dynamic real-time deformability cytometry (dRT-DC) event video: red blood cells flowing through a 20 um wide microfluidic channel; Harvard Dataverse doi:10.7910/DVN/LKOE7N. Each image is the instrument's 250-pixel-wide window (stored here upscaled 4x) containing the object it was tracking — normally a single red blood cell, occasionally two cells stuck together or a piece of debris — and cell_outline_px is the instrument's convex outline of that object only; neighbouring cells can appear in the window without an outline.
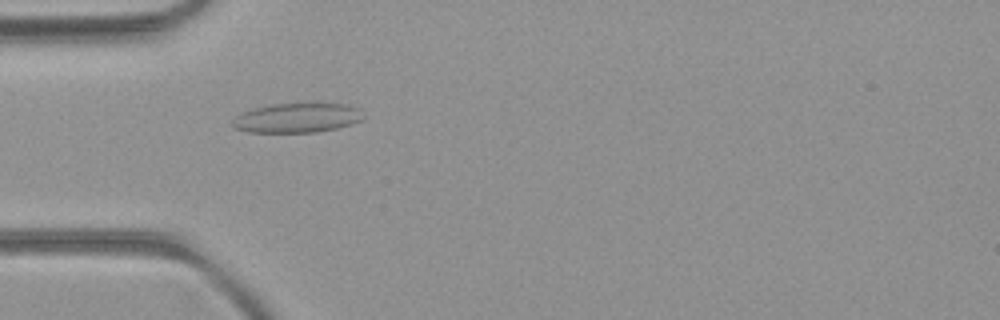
{"species": "common noctule bat (a hibernating species)", "species_latin": "Nyctalus noctula", "temperature_condition": "room temperature", "stored_images_in_passage": 51, "camera_frame_rate_fps": 3000, "um_per_image_px": 0.085, "animal": {"sex": "female", "body_mass_g": 21.9}, "frame": {"image": 1, "passage_image": 16, "time_ms": 5.0, "image_size_px": [1000, 320], "cell_outline_px": [[364, 116], [360, 120], [352, 124], [336, 128], [316, 132], [248, 132], [232, 128], [232, 120], [236, 116], [244, 112], [256, 108], [272, 104], [312, 100], [316, 100], [344, 104], [360, 108]], "centroid_in_image_um": [25.3, 9.97], "position_along_channel_um": 59.7, "area_um2": 23.41}}
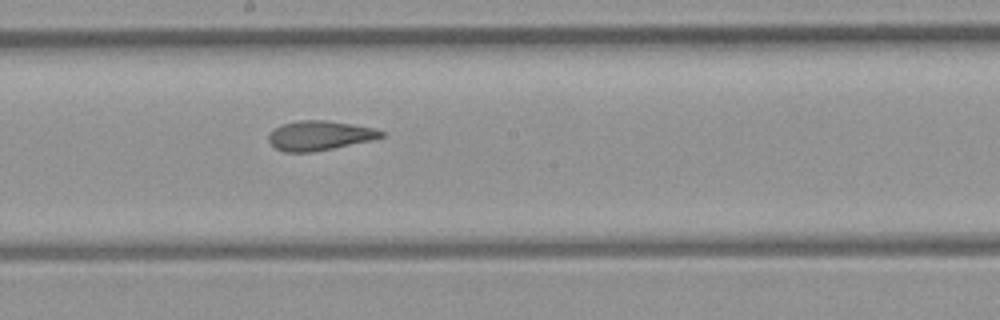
{"frame": {"image": 2, "passage_image": 28, "time_ms": 9.0, "image_size_px": [1000, 320], "cell_outline_px": [[384, 136], [372, 140], [312, 152], [284, 152], [276, 148], [268, 140], [268, 136], [276, 128], [284, 124], [300, 120], [324, 120], [352, 124], [372, 128], [384, 132]], "centroid_in_image_um": [27.16, 11.52], "position_along_channel_um": 221.0, "area_um2": 19.02}}
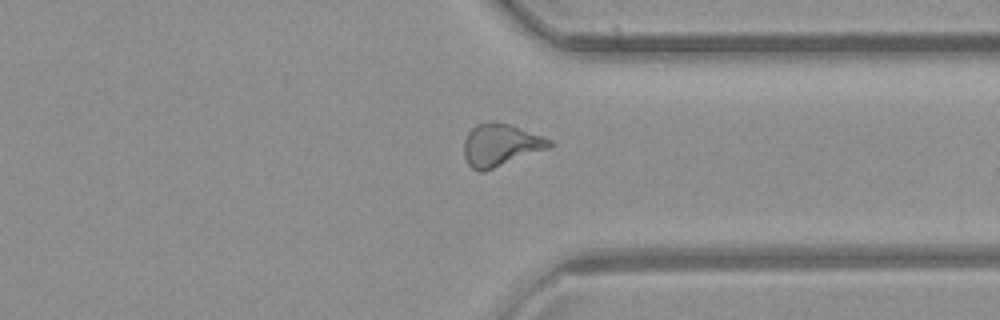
{"frame": {"image": 3, "passage_image": 39, "time_ms": 12.667, "image_size_px": [1000, 320], "cell_outline_px": [[556, 144], [548, 148], [492, 168], [480, 172], [472, 168], [468, 164], [464, 156], [464, 140], [468, 132], [476, 124], [488, 120], [492, 120], [508, 124], [544, 136], [552, 140]], "centroid_in_image_um": [42.54, 12.29], "position_along_channel_um": 368.9, "area_um2": 20.98}, "authors_computed_cell_mechanics": {"area_um2": 20.808, "velocity_mm_per_s": 4.0748, "shape_relaxation_time_tau1_ms": null, "shape_relaxation_time_tau2_ms": 2.2792, "deformation_change_tau1": null, "deformation_change_tau2": 0.0946}}